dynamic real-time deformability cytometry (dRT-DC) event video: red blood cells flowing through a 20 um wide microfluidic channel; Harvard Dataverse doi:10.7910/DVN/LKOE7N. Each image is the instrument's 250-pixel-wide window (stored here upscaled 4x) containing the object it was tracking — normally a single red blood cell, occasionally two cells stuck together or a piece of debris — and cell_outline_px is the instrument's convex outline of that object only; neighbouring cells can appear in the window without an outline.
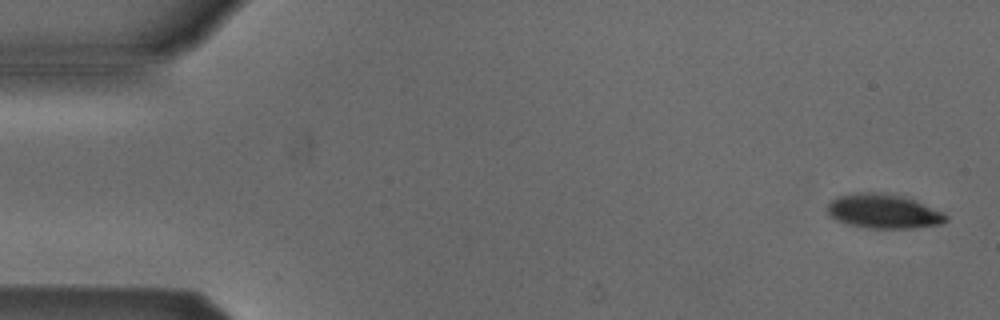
{"species": "Egyptian fruit bat (a non-hibernating species)", "species_latin": "Rousettus aegyptiacus", "temperature_condition": "cold", "stored_images_in_passage": 6, "camera_frame_rate_fps": 3000, "um_per_image_px": 0.085, "animal": {"sex": "male"}, "frame": {"image": 1, "passage_image": 1, "time_ms": 0.0, "image_size_px": [1000, 320], "cell_outline_px": [[948, 220], [940, 224], [912, 228], [868, 228], [836, 220], [828, 212], [828, 204], [836, 196], [856, 192], [888, 192], [904, 196], [916, 200], [944, 212], [948, 216]], "centroid_in_image_um": [75.14, 17.93], "position_along_channel_um": 9.9, "area_um2": 23.87}}
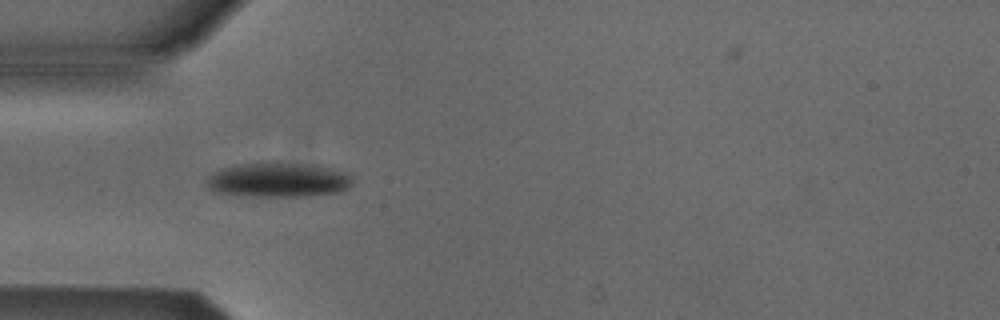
{"frame": {"image": 2, "passage_image": 5, "time_ms": 4.667, "image_size_px": [1000, 320], "cell_outline_px": [[352, 184], [348, 188], [336, 192], [308, 196], [252, 196], [212, 192], [208, 188], [204, 180], [208, 176], [220, 168], [236, 164], [272, 160], [280, 160], [320, 164], [352, 172]], "centroid_in_image_um": [23.68, 15.23], "position_along_channel_um": 61.3, "area_um2": 30.98}}
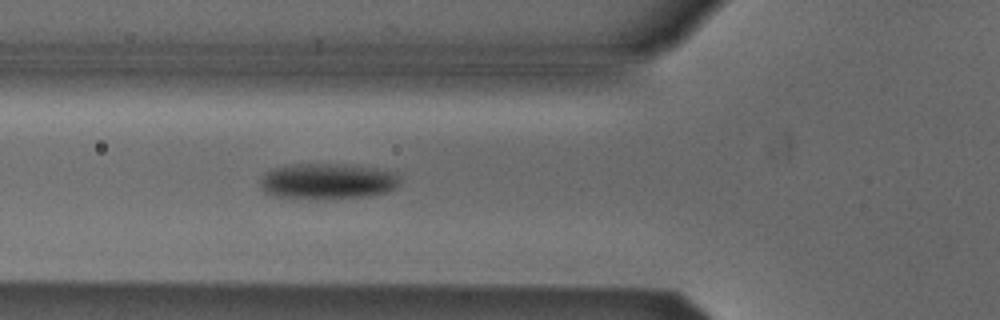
{"frame": {"image": 3, "passage_image": 6, "time_ms": 5.667, "image_size_px": [1000, 320], "cell_outline_px": [[400, 184], [396, 188], [388, 192], [368, 196], [272, 196], [264, 192], [260, 188], [260, 180], [272, 168], [292, 164], [332, 164], [376, 168], [396, 172], [400, 180]], "centroid_in_image_um": [27.87, 15.36], "position_along_channel_um": 97.9, "area_um2": 28.15}}